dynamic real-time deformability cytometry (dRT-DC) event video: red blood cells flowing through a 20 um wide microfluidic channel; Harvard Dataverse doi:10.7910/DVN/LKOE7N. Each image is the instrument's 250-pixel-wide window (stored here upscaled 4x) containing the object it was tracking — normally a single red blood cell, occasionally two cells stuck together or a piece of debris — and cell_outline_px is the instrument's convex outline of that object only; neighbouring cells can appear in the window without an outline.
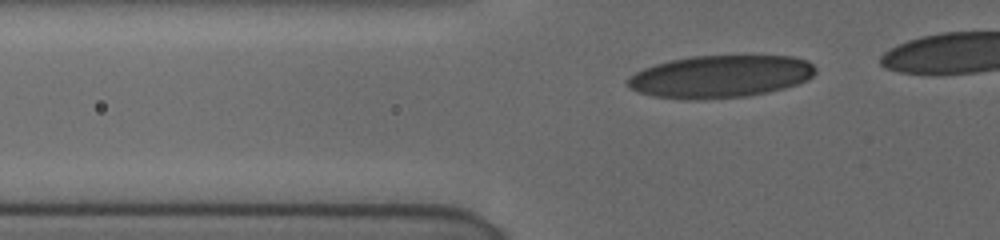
{"species": "human", "species_latin": "Homo sapiens", "temperature_condition": "cold", "stored_images_in_passage": 19, "segment_of_instrument_passage": [1, 2], "camera_frame_rate_fps": 3000, "um_per_image_px": 0.085, "donor": {"sex": "female"}, "frame": {"image": 1, "passage_image": 6, "time_ms": 1.667, "image_size_px": [1000, 240], "cell_outline_px": [[816, 72], [808, 80], [784, 88], [768, 92], [744, 96], [696, 100], [688, 100], [652, 96], [640, 92], [624, 84], [628, 76], [644, 68], [656, 64], [672, 60], [692, 56], [792, 56], [808, 60], [816, 68]], "centroid_in_image_um": [61.22, 6.5], "position_along_channel_um": 64.6, "area_um2": 46.47}}
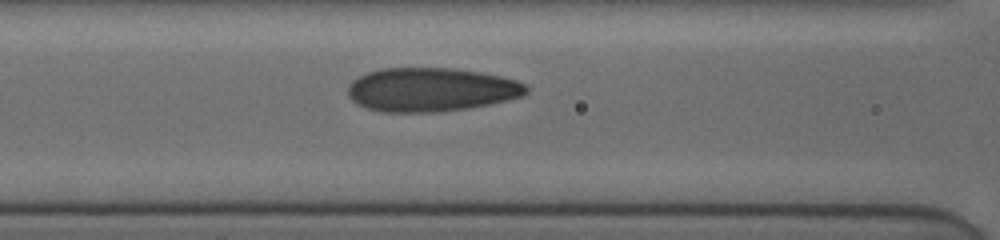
{"frame": {"image": 2, "passage_image": 12, "time_ms": 3.667, "image_size_px": [1000, 240], "cell_outline_px": [[528, 92], [524, 96], [508, 100], [468, 108], [440, 112], [380, 112], [368, 108], [352, 100], [348, 96], [348, 84], [352, 80], [368, 72], [380, 68], [456, 68], [480, 72], [500, 76], [516, 80], [524, 84], [528, 88]], "centroid_in_image_um": [36.64, 7.62], "position_along_channel_um": 130.0, "area_um2": 45.66}}
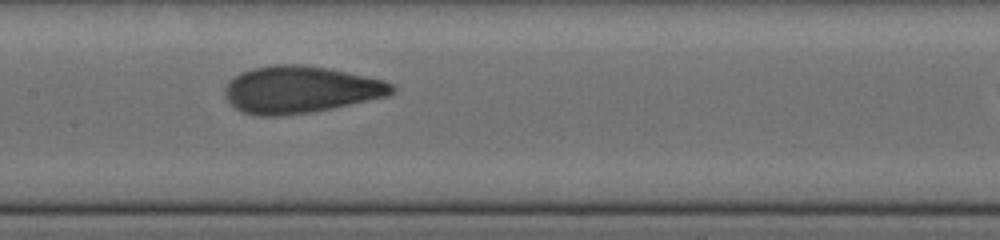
{"frame": {"image": 3, "passage_image": 16, "time_ms": 5.0, "image_size_px": [1000, 240], "cell_outline_px": [[396, 88], [388, 96], [332, 108], [312, 112], [276, 116], [256, 116], [244, 112], [236, 108], [224, 96], [224, 88], [228, 80], [240, 72], [252, 68], [276, 64], [300, 64], [328, 68], [384, 80], [392, 84]], "centroid_in_image_um": [25.5, 7.61], "position_along_channel_um": 181.9, "area_um2": 45.84}}